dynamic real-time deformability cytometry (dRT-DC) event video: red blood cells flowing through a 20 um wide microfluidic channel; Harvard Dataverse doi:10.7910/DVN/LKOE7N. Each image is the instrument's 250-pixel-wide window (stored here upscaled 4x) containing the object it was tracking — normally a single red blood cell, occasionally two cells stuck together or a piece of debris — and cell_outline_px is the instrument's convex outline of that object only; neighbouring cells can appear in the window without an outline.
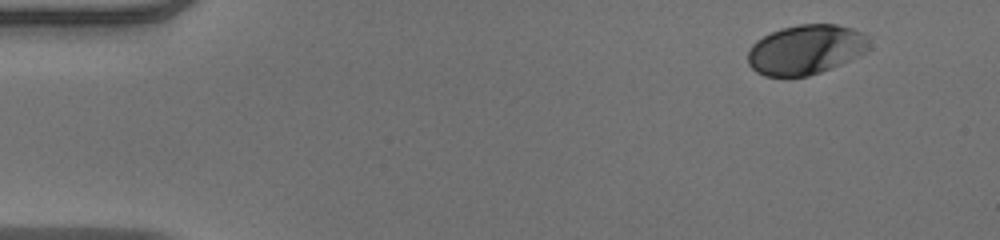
{"species": "human", "species_latin": "Homo sapiens", "temperature_condition": "warm", "stored_images_in_passage": 49, "camera_frame_rate_fps": 3000, "um_per_image_px": 0.085, "donor": {"sex": "male"}, "frame": {"image": 1, "passage_image": 1, "time_ms": 0.0, "image_size_px": [1000, 240], "cell_outline_px": [[868, 52], [860, 56], [820, 72], [808, 76], [764, 76], [756, 72], [748, 64], [748, 52], [752, 44], [756, 40], [780, 28], [800, 24], [836, 24], [852, 28], [860, 32], [864, 36], [868, 48]], "centroid_in_image_um": [68.46, 4.22], "position_along_channel_um": 16.5, "area_um2": 34.97}}
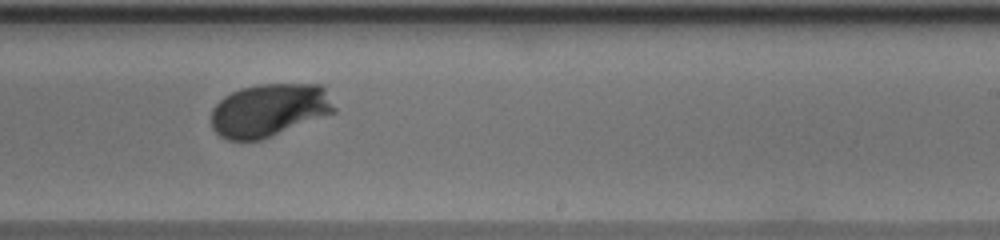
{"frame": {"image": 2, "passage_image": 29, "time_ms": 9.333, "image_size_px": [1000, 240], "cell_outline_px": [[336, 112], [272, 136], [260, 140], [228, 140], [220, 136], [212, 128], [212, 108], [224, 96], [240, 88], [260, 84], [320, 84], [324, 88], [336, 108]], "centroid_in_image_um": [22.88, 9.36], "position_along_channel_um": 266.1, "area_um2": 37.97}}
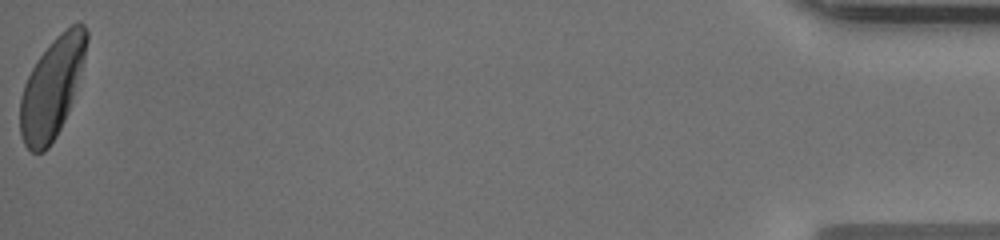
{"frame": {"image": 3, "passage_image": 49, "time_ms": 16.0, "image_size_px": [1000, 240], "cell_outline_px": [[88, 40], [84, 60], [68, 112], [56, 136], [48, 148], [44, 152], [32, 152], [24, 144], [20, 136], [20, 96], [24, 84], [36, 60], [52, 40], [60, 32], [72, 24], [80, 20], [84, 24], [88, 32]], "centroid_in_image_um": [4.41, 7.44], "position_along_channel_um": 430.8, "area_um2": 38.61}, "authors_computed_cell_mechanics": {"area_um2": 37.3966, "velocity_mm_per_s": 3.9221, "shape_relaxation_time_tau1_ms": 2.3479, "shape_relaxation_time_tau2_ms": null, "deformation_change_tau1": 0.1214, "deformation_change_tau2": null}}